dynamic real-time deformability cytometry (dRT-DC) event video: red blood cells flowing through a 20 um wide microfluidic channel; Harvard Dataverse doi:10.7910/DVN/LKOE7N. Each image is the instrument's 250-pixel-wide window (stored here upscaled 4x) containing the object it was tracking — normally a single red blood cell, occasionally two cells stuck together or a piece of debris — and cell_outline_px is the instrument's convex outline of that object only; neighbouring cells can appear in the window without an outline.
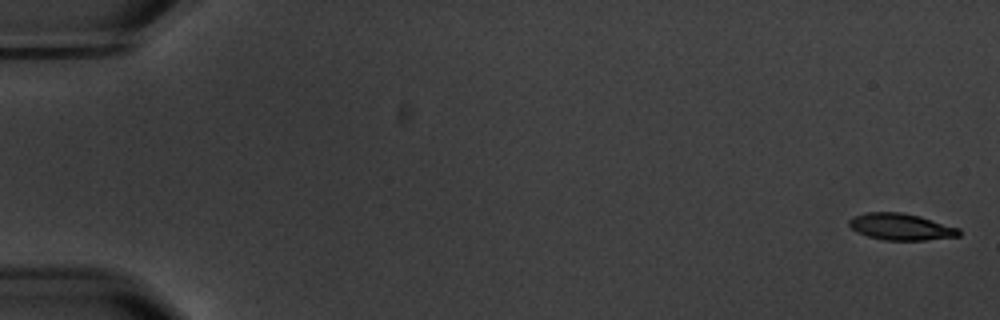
{"species": "common noctule bat (a hibernating species)", "species_latin": "Nyctalus noctula", "temperature_condition": "warm", "stored_images_in_passage": 5, "camera_frame_rate_fps": 3000, "um_per_image_px": 0.085, "animal": {"sex": "male", "body_mass_g": 20.1, "forearm_length_mm": 53.5}, "frame": {"image": 1, "passage_image": 1, "time_ms": 0.0, "image_size_px": [1000, 320], "cell_outline_px": [[960, 236], [924, 240], [884, 240], [868, 236], [856, 232], [848, 224], [848, 220], [852, 216], [868, 212], [900, 212], [920, 216], [960, 228]], "centroid_in_image_um": [76.57, 19.27], "position_along_channel_um": 8.4, "area_um2": 17.11}}
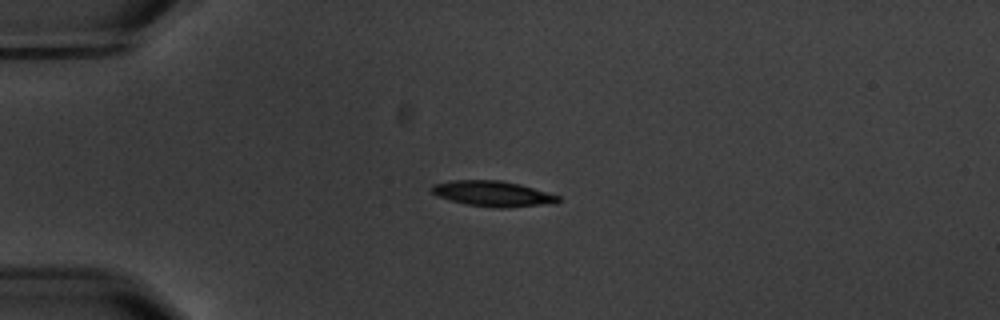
{"frame": {"image": 2, "passage_image": 5, "time_ms": 4.667, "image_size_px": [1000, 320], "cell_outline_px": [[560, 200], [556, 204], [508, 208], [492, 208], [464, 204], [436, 196], [432, 192], [432, 184], [452, 180], [500, 180], [520, 184], [560, 196]], "centroid_in_image_um": [41.91, 16.48], "position_along_channel_um": 43.1, "area_um2": 19.13}}